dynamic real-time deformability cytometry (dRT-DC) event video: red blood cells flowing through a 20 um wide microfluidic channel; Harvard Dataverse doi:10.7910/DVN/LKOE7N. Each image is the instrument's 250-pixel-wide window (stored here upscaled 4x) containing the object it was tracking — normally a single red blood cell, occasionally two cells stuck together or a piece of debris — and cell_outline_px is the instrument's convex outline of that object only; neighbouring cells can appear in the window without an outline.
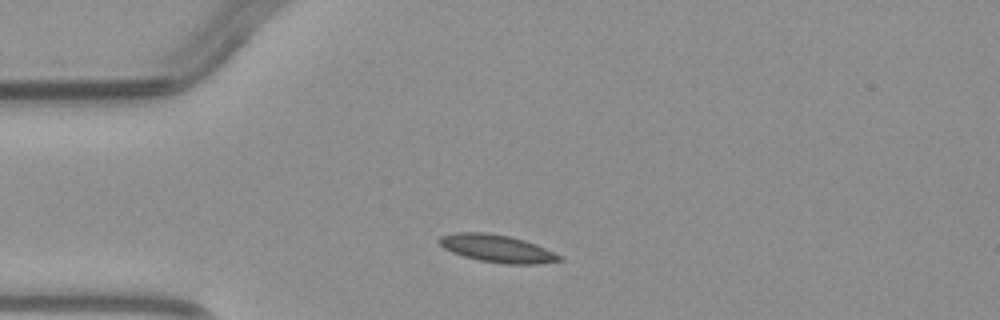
{"species": "common noctule bat (a hibernating species)", "species_latin": "Nyctalus noctula", "temperature_condition": "warm", "stored_images_in_passage": 2, "camera_frame_rate_fps": 3000, "um_per_image_px": 0.085, "animal": {"sex": "male", "body_mass_g": 23.1, "forearm_length_mm": 52.7}, "frame": {"image": 1, "passage_image": 1, "time_ms": 0.0, "image_size_px": [1000, 320], "cell_outline_px": [[564, 260], [536, 264], [504, 264], [480, 260], [464, 256], [452, 252], [444, 248], [436, 240], [440, 236], [456, 232], [488, 232], [508, 236], [524, 240], [536, 244], [564, 256]], "centroid_in_image_um": [42.27, 21.12], "position_along_channel_um": 42.7, "area_um2": 19.42}}